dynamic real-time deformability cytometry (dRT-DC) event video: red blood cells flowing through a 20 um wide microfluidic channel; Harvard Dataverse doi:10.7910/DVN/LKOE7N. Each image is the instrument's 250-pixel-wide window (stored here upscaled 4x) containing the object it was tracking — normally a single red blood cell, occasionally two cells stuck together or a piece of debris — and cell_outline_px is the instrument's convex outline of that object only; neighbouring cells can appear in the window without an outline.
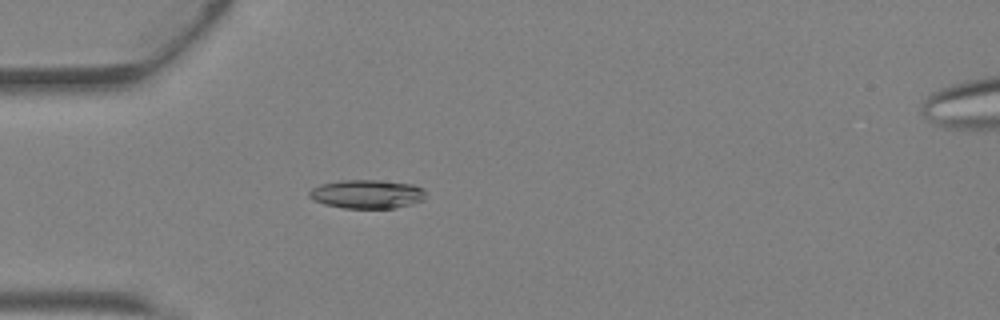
{"species": "Egyptian fruit bat (a non-hibernating species)", "species_latin": "Rousettus aegyptiacus", "temperature_condition": "warm", "stored_images_in_passage": 43, "camera_frame_rate_fps": 3000, "um_per_image_px": 0.085, "animal": {"sex": "female"}, "frame": {"image": 1, "passage_image": 13, "time_ms": 4.0, "image_size_px": [1000, 320], "cell_outline_px": [[428, 196], [424, 200], [396, 208], [344, 208], [324, 204], [308, 196], [308, 192], [312, 188], [320, 184], [340, 180], [380, 180], [412, 184], [424, 188]], "centroid_in_image_um": [31.24, 16.49], "position_along_channel_um": 53.8, "area_um2": 19.71}}
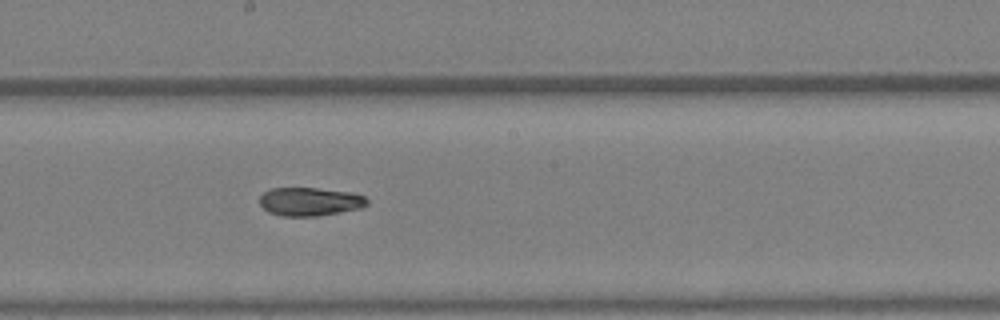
{"frame": {"image": 2, "passage_image": 24, "time_ms": 7.667, "image_size_px": [1000, 320], "cell_outline_px": [[368, 204], [360, 208], [340, 212], [316, 216], [280, 216], [268, 212], [260, 204], [260, 196], [264, 192], [272, 188], [316, 188], [352, 192], [364, 196], [368, 200]], "centroid_in_image_um": [26.34, 17.13], "position_along_channel_um": 221.9, "area_um2": 17.8}}
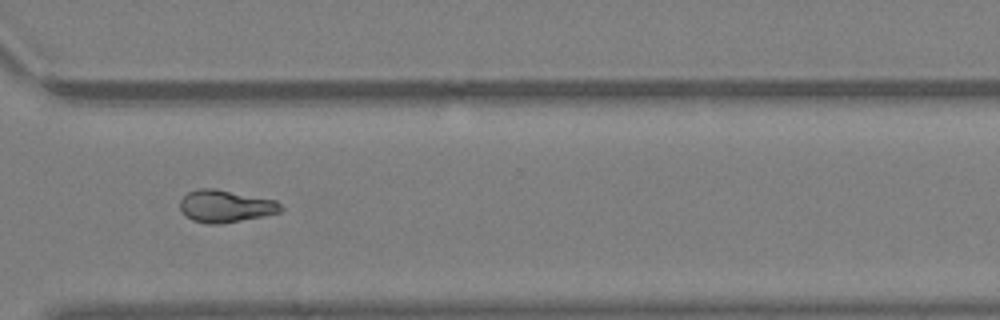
{"frame": {"image": 3, "passage_image": 32, "time_ms": 10.333, "image_size_px": [1000, 320], "cell_outline_px": [[284, 208], [280, 212], [264, 216], [220, 224], [208, 224], [192, 220], [180, 208], [180, 200], [188, 192], [200, 188], [212, 188], [276, 200]], "centroid_in_image_um": [19.18, 17.53], "position_along_channel_um": 351.4, "area_um2": 18.79}, "authors_computed_cell_mechanics": {"area_um2": 18.785, "velocity_mm_per_s": 4.857, "shape_relaxation_time_tau1_ms": 7.9943, "shape_relaxation_time_tau2_ms": 3.6681, "deformation_change_tau1": 0.2259, "deformation_change_tau2": 0.1085}}